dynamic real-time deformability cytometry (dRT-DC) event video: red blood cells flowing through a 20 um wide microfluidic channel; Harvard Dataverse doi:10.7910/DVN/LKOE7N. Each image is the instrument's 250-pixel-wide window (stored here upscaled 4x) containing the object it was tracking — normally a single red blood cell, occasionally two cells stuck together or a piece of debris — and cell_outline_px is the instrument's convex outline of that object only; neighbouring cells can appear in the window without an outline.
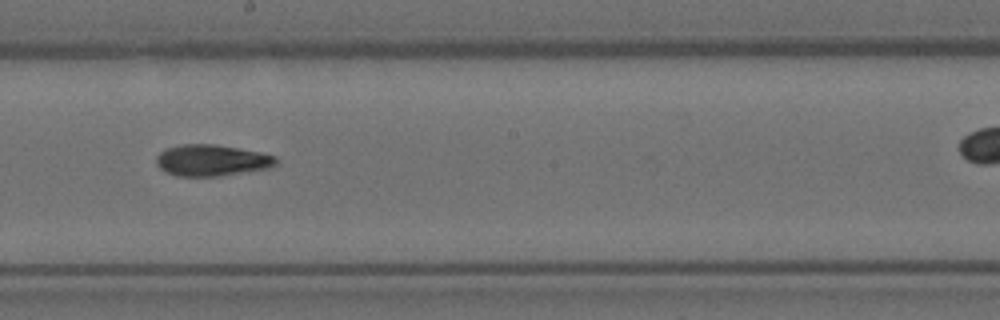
{"species": "Egyptian fruit bat (a non-hibernating species)", "species_latin": "Rousettus aegyptiacus", "temperature_condition": "room temperature", "stored_images_in_passage": 13, "camera_frame_rate_fps": 3000, "um_per_image_px": 0.085, "animal": {"sex": "female"}, "frame": {"image": 1, "passage_image": 8, "time_ms": 2.333, "image_size_px": [1000, 320], "cell_outline_px": [[276, 164], [268, 168], [216, 176], [176, 176], [160, 168], [156, 164], [156, 156], [160, 152], [168, 148], [180, 144], [216, 144], [260, 152], [276, 156]], "centroid_in_image_um": [17.97, 13.62], "position_along_channel_um": 230.2, "area_um2": 21.68}}
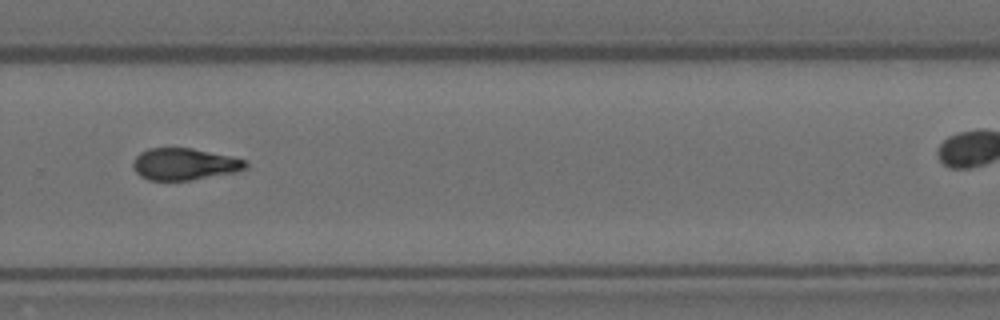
{"frame": {"image": 2, "passage_image": 10, "time_ms": 3.0, "image_size_px": [1000, 320], "cell_outline_px": [[248, 168], [236, 172], [192, 180], [148, 180], [140, 176], [132, 168], [132, 164], [136, 156], [140, 152], [148, 148], [192, 148], [232, 156], [248, 160]], "centroid_in_image_um": [15.7, 13.95], "position_along_channel_um": 314.1, "area_um2": 21.15}}